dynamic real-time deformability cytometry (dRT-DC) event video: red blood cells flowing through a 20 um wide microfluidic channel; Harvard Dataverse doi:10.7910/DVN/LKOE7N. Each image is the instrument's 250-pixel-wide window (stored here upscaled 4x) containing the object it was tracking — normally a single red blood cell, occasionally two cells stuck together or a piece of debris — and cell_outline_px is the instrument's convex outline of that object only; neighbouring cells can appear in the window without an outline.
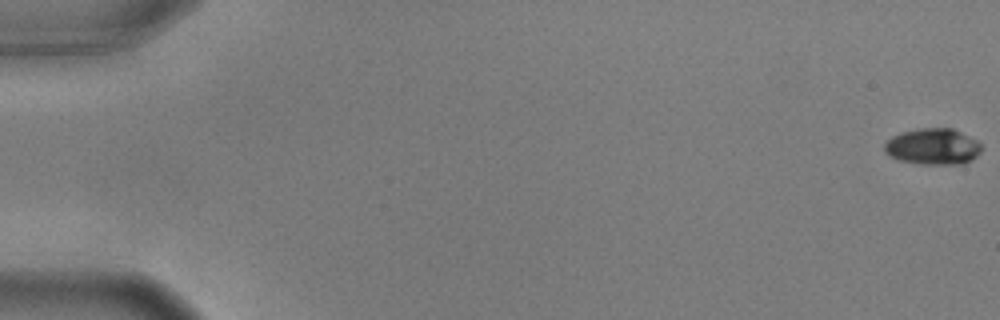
{"species": "common noctule bat (a hibernating species)", "species_latin": "Nyctalus noctula", "temperature_condition": "warm", "stored_images_in_passage": 57, "camera_frame_rate_fps": 3000, "um_per_image_px": 0.085, "animal": {"sex": "male", "body_mass_g": 17.9, "forearm_length_mm": 54.2}, "frame": {"image": 1, "passage_image": 1, "time_ms": 0.0, "image_size_px": [1000, 320], "cell_outline_px": [[980, 152], [972, 160], [964, 164], [920, 164], [900, 160], [884, 152], [884, 144], [892, 136], [900, 132], [920, 128], [952, 128], [976, 140], [980, 144]], "centroid_in_image_um": [79.28, 12.46], "position_along_channel_um": 5.7, "area_um2": 20.4}}
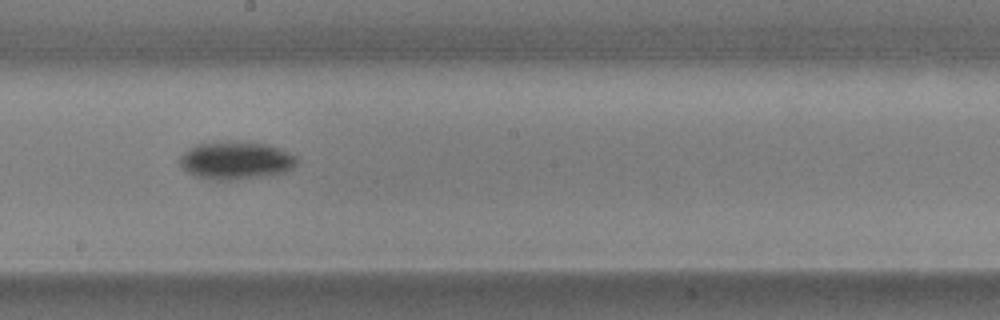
{"frame": {"image": 2, "passage_image": 33, "time_ms": 10.667, "image_size_px": [1000, 320], "cell_outline_px": [[300, 160], [292, 168], [284, 172], [272, 176], [236, 180], [212, 180], [192, 176], [180, 164], [180, 156], [188, 148], [196, 144], [224, 140], [228, 140], [268, 144], [280, 148], [296, 156]], "centroid_in_image_um": [20.06, 13.64], "position_along_channel_um": 228.1, "area_um2": 26.53}}
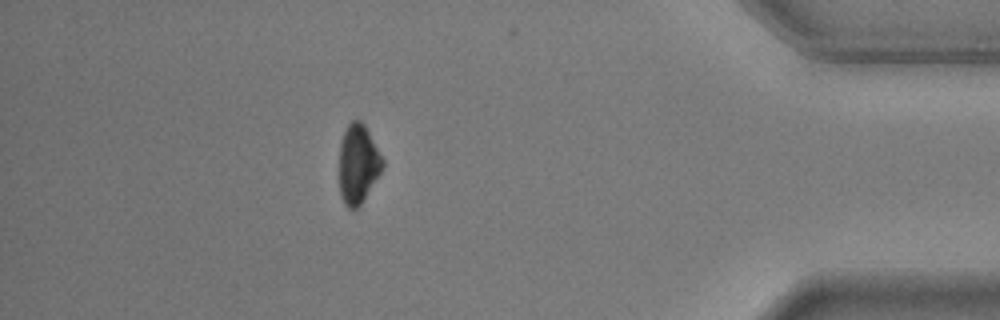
{"frame": {"image": 3, "passage_image": 51, "time_ms": 16.667, "image_size_px": [1000, 320], "cell_outline_px": [[384, 164], [380, 172], [360, 208], [348, 208], [344, 204], [340, 196], [340, 144], [344, 132], [348, 124], [352, 120], [360, 120], [364, 124], [384, 160]], "centroid_in_image_um": [30.43, 13.97], "position_along_channel_um": 404.8, "area_um2": 19.88}, "authors_computed_cell_mechanics": {"area_um2": 22.3108, "velocity_mm_per_s": 3.6255, "shape_relaxation_time_tau1_ms": 2.0641, "shape_relaxation_time_tau2_ms": null, "deformation_change_tau1": 0.1257, "deformation_change_tau2": null}}